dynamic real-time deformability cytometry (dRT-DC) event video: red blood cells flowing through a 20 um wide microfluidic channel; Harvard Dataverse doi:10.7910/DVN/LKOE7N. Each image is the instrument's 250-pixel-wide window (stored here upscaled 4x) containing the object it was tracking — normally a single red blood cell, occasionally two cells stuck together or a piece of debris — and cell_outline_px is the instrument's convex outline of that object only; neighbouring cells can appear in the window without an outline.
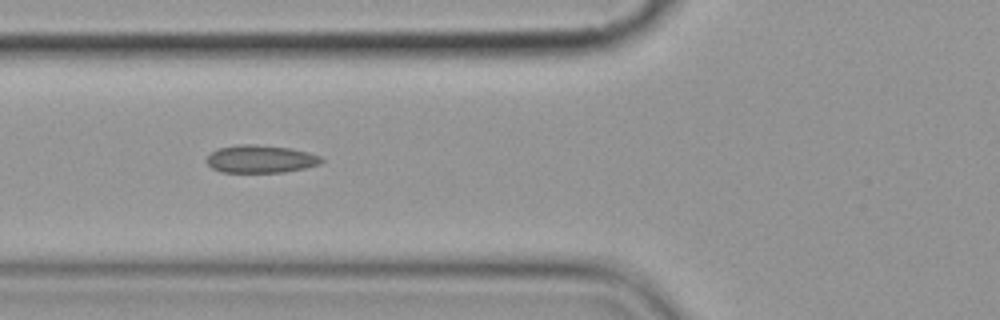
{"species": "common noctule bat (a hibernating species)", "species_latin": "Nyctalus noctula", "temperature_condition": "cold", "stored_images_in_passage": 16, "camera_frame_rate_fps": 3000, "um_per_image_px": 0.085, "animal": {"sex": "female", "body_mass_g": 19.9}, "frame": {"image": 1, "passage_image": 6, "time_ms": 6.667, "image_size_px": [1000, 320], "cell_outline_px": [[324, 160], [320, 164], [304, 168], [284, 172], [220, 172], [212, 168], [204, 160], [216, 148], [240, 144], [256, 144], [292, 148], [308, 152], [320, 156]], "centroid_in_image_um": [22.13, 13.51], "position_along_channel_um": 103.7, "area_um2": 18.73}}
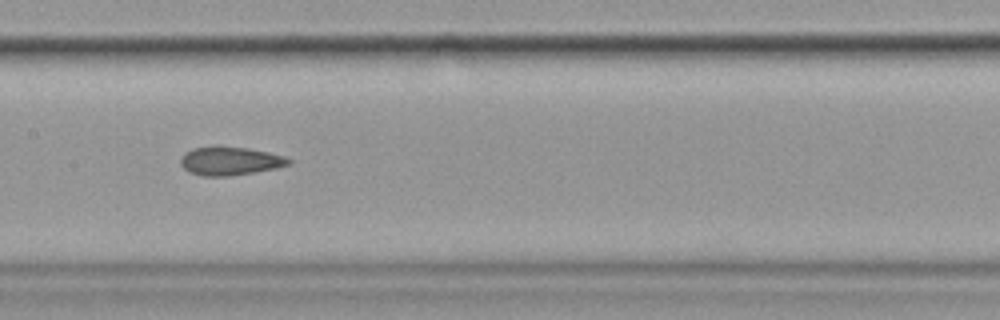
{"frame": {"image": 2, "passage_image": 8, "time_ms": 9.0, "image_size_px": [1000, 320], "cell_outline_px": [[292, 164], [276, 168], [228, 176], [204, 176], [188, 172], [180, 164], [180, 156], [184, 152], [192, 148], [216, 144], [248, 148], [268, 152], [284, 156], [292, 160]], "centroid_in_image_um": [19.51, 13.65], "position_along_channel_um": 187.9, "area_um2": 18.38}}
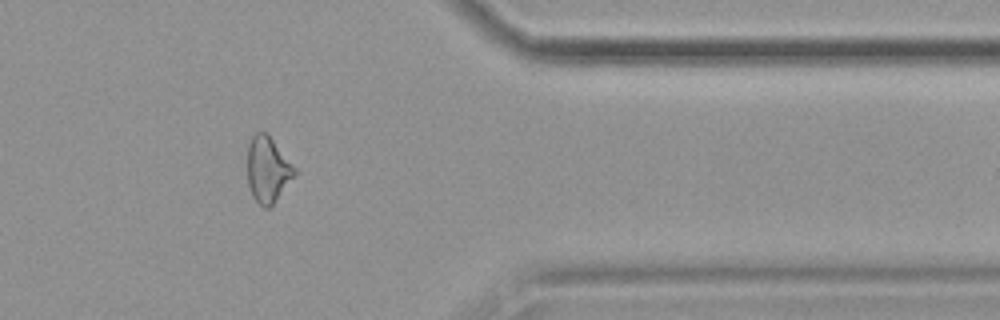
{"frame": {"image": 3, "passage_image": 13, "time_ms": 15.0, "image_size_px": [1000, 320], "cell_outline_px": [[296, 172], [272, 204], [268, 208], [264, 208], [252, 196], [248, 184], [248, 144], [252, 136], [256, 132], [264, 132], [272, 140], [296, 168]], "centroid_in_image_um": [22.72, 14.41], "position_along_channel_um": 388.7, "area_um2": 17.46}, "authors_computed_cell_mechanics": {"area_um2": 19.0451, "velocity_mm_per_s": 3.6097, "shape_relaxation_time_tau1_ms": null, "shape_relaxation_time_tau2_ms": 7.4352, "deformation_change_tau1": null, "deformation_change_tau2": 0.1447}}